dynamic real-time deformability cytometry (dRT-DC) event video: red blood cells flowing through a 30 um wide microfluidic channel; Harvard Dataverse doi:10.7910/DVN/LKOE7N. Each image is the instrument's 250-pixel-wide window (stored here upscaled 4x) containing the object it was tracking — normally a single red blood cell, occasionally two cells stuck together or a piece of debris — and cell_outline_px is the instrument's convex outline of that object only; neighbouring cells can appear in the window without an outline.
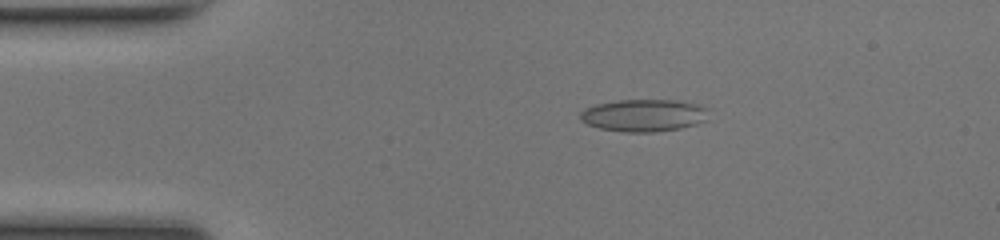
{"species": "common noctule bat (a hibernating species)", "species_latin": "Nyctalus noctula", "temperature_condition": "room temperature", "stored_images_in_passage": 49, "camera_frame_rate_fps": 3000, "um_per_image_px": 0.085, "animal": {"sex": "female", "body_mass_g": 17.0, "forearm_length_mm": 48.0}, "frame": {"image": 1, "passage_image": 9, "time_ms": 2.667, "image_size_px": [1000, 240], "cell_outline_px": [[712, 108], [708, 120], [696, 124], [680, 128], [656, 132], [624, 132], [600, 128], [588, 124], [580, 120], [580, 112], [596, 104], [616, 100], [676, 100], [696, 104]], "centroid_in_image_um": [54.8, 9.8], "position_along_channel_um": 30.2, "area_um2": 24.45}}
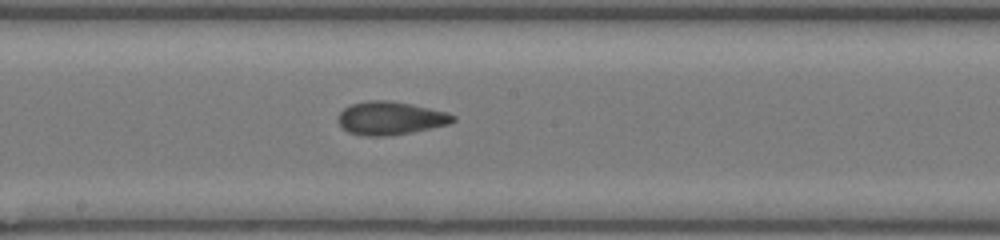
{"frame": {"image": 2, "passage_image": 26, "time_ms": 8.333, "image_size_px": [1000, 240], "cell_outline_px": [[456, 120], [448, 124], [432, 128], [412, 132], [388, 136], [360, 136], [348, 132], [336, 120], [336, 116], [344, 108], [352, 104], [368, 100], [388, 100], [428, 108], [444, 112], [456, 116]], "centroid_in_image_um": [33.13, 10.06], "position_along_channel_um": 215.1, "area_um2": 22.2}}
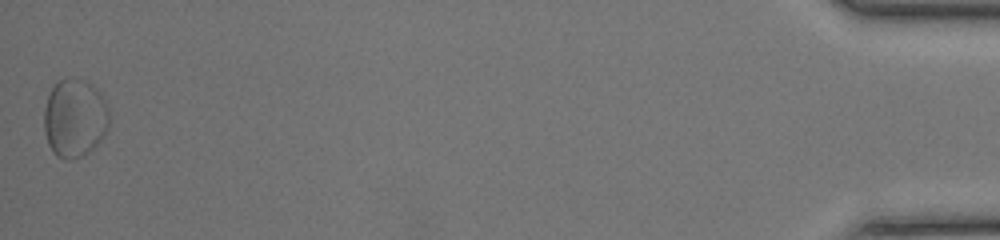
{"frame": {"image": 3, "passage_image": 49, "time_ms": 16.0, "image_size_px": [1000, 240], "cell_outline_px": [[108, 128], [104, 136], [88, 152], [80, 156], [68, 160], [56, 156], [52, 152], [48, 144], [44, 132], [44, 108], [48, 96], [52, 88], [60, 80], [84, 80], [92, 84], [104, 96], [108, 108]], "centroid_in_image_um": [6.35, 10.06], "position_along_channel_um": 428.9, "area_um2": 29.65}, "authors_computed_cell_mechanics": {"area_um2": 21.964, "velocity_mm_per_s": 4.1528, "shape_relaxation_time_tau1_ms": 4.41, "shape_relaxation_time_tau2_ms": 4.4263, "deformation_change_tau1": 0.1218, "deformation_change_tau2": 0.1091}}